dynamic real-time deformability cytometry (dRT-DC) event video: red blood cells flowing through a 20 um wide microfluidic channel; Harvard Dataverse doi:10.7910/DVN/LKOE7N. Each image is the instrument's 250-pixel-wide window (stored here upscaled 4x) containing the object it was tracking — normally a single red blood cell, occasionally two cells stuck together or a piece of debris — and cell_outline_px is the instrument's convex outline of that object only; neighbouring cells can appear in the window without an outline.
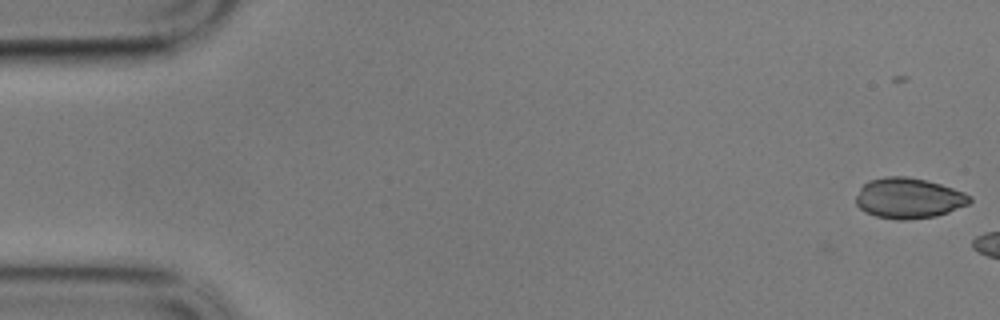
{"species": "common noctule bat (a hibernating species)", "species_latin": "Nyctalus noctula", "temperature_condition": "cold", "stored_images_in_passage": 7, "camera_frame_rate_fps": 3000, "um_per_image_px": 0.085, "animal": {"sex": "male", "body_mass_g": 17.9}, "frame": {"image": 1, "passage_image": 2, "time_ms": 0.333, "image_size_px": [1000, 320], "cell_outline_px": [[972, 200], [968, 204], [948, 212], [936, 216], [904, 220], [896, 220], [876, 216], [864, 212], [856, 204], [856, 196], [860, 188], [868, 180], [884, 176], [908, 176], [940, 184], [964, 192], [972, 196]], "centroid_in_image_um": [77.21, 16.84], "position_along_channel_um": 7.8, "area_um2": 26.93}}